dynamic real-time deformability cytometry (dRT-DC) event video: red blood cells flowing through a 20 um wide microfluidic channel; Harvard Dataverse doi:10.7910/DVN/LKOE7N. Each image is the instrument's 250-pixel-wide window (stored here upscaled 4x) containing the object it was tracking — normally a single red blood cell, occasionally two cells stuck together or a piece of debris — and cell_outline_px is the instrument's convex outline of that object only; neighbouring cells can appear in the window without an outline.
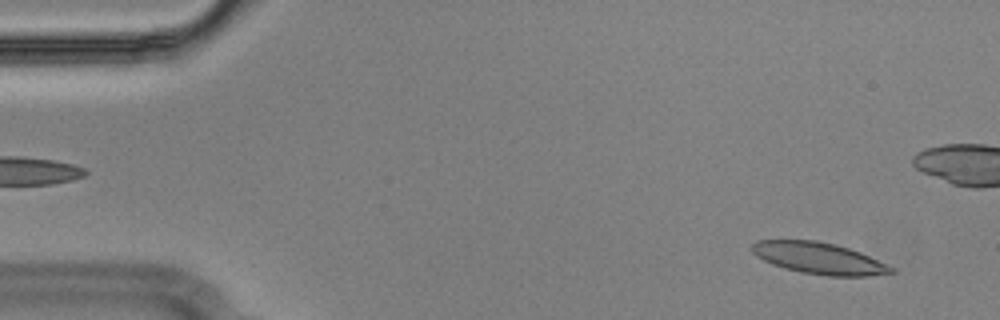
{"species": "Egyptian fruit bat (a non-hibernating species)", "species_latin": "Rousettus aegyptiacus", "temperature_condition": "cold", "stored_images_in_passage": 55, "camera_frame_rate_fps": 3000, "um_per_image_px": 0.085, "animal": {"sex": "male"}, "frame": {"image": 1, "passage_image": 3, "time_ms": 0.667, "image_size_px": [1000, 320], "cell_outline_px": [[896, 272], [868, 276], [828, 276], [800, 272], [784, 268], [772, 264], [756, 256], [752, 252], [752, 244], [756, 240], [816, 240], [836, 244], [860, 252], [896, 268]], "centroid_in_image_um": [69.62, 21.95], "position_along_channel_um": 15.4, "area_um2": 25.66}}
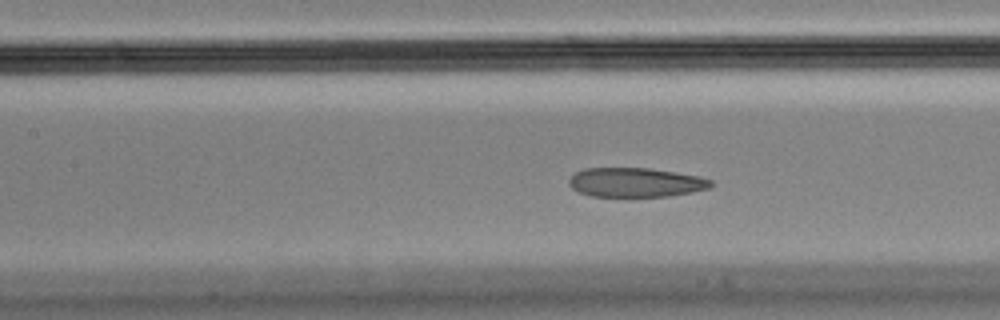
{"frame": {"image": 2, "passage_image": 23, "time_ms": 7.333, "image_size_px": [1000, 320], "cell_outline_px": [[712, 184], [708, 188], [692, 192], [668, 196], [592, 196], [580, 192], [572, 188], [568, 184], [568, 180], [576, 172], [584, 168], [648, 168], [676, 172], [700, 176], [712, 180]], "centroid_in_image_um": [54.03, 15.49], "position_along_channel_um": 153.4, "area_um2": 24.1}}
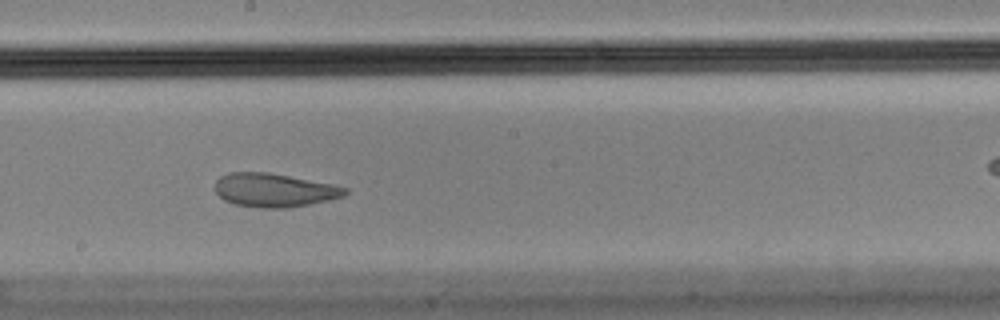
{"frame": {"image": 3, "passage_image": 29, "time_ms": 9.333, "image_size_px": [1000, 320], "cell_outline_px": [[348, 192], [344, 196], [328, 200], [288, 208], [260, 208], [236, 204], [224, 200], [216, 192], [216, 180], [220, 176], [228, 172], [268, 172], [348, 188]], "centroid_in_image_um": [23.27, 16.16], "position_along_channel_um": 224.9, "area_um2": 25.14}, "authors_computed_cell_mechanics": {"area_um2": 26.877, "velocity_mm_per_s": 3.5821, "shape_relaxation_time_tau1_ms": null, "shape_relaxation_time_tau2_ms": 1.607, "deformation_change_tau1": null, "deformation_change_tau2": 0.0677}}